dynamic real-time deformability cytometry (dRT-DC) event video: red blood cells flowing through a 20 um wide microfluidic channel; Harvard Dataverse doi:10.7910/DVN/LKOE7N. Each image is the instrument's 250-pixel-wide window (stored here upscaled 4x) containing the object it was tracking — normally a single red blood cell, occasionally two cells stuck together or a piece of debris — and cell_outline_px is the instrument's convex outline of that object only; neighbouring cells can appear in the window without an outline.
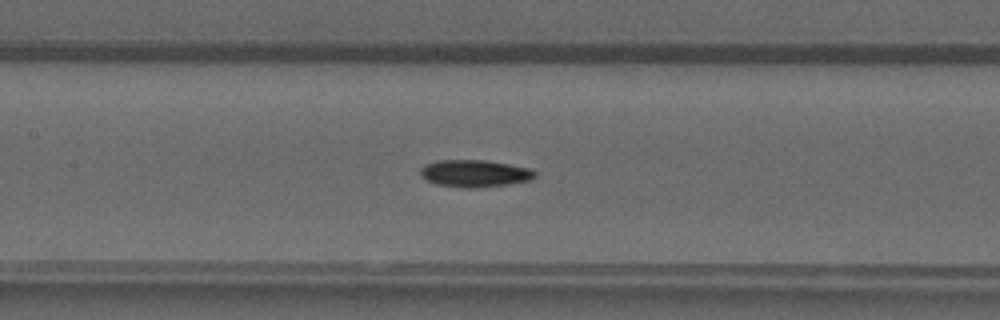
{"species": "common noctule bat (a hibernating species)", "species_latin": "Nyctalus noctula", "temperature_condition": "warm", "stored_images_in_passage": 35, "camera_frame_rate_fps": 3000, "um_per_image_px": 0.085, "animal": {"sex": "male", "forearm_length_mm": 52.5}, "frame": {"image": 1, "passage_image": 9, "time_ms": 2.667, "image_size_px": [1000, 320], "cell_outline_px": [[536, 176], [532, 180], [508, 184], [468, 188], [436, 184], [420, 176], [420, 168], [424, 164], [436, 160], [484, 160], [532, 168], [536, 172]], "centroid_in_image_um": [40.35, 14.73], "position_along_channel_um": 167.0, "area_um2": 18.15}}
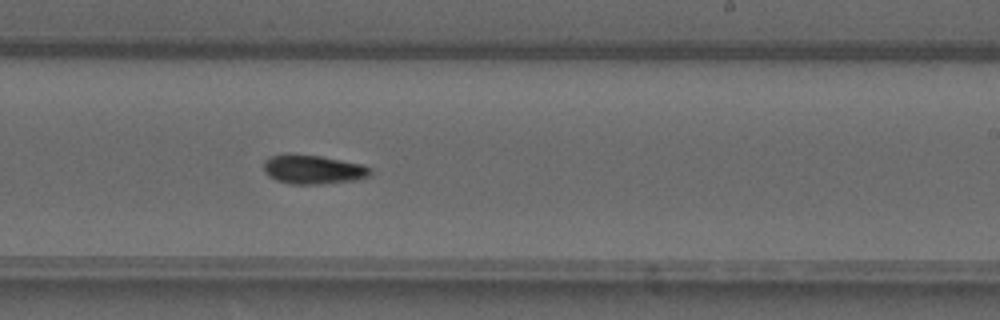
{"frame": {"image": 2, "passage_image": 16, "time_ms": 5.0, "image_size_px": [1000, 320], "cell_outline_px": [[372, 172], [368, 176], [356, 180], [324, 184], [288, 184], [276, 180], [268, 176], [264, 172], [264, 160], [268, 156], [284, 152], [320, 156], [364, 164], [372, 168]], "centroid_in_image_um": [26.58, 14.39], "position_along_channel_um": 262.4, "area_um2": 18.61}}
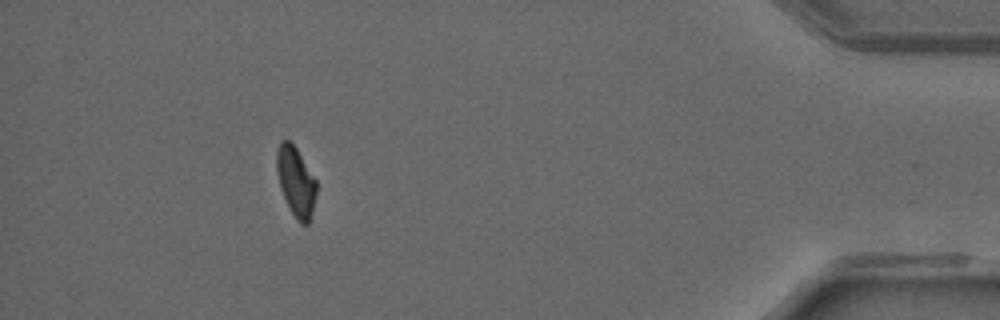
{"frame": {"image": 3, "passage_image": 31, "time_ms": 10.0, "image_size_px": [1000, 320], "cell_outline_px": [[316, 192], [312, 212], [308, 224], [300, 224], [296, 220], [280, 188], [276, 172], [276, 148], [280, 140], [288, 140], [296, 148], [316, 180]], "centroid_in_image_um": [25.12, 15.41], "position_along_channel_um": 410.1, "area_um2": 16.01}, "authors_computed_cell_mechanics": {"area_um2": 17.2244, "velocity_mm_per_s": 4.1151, "shape_relaxation_time_tau1_ms": null, "shape_relaxation_time_tau2_ms": 9.3708, "deformation_change_tau1": null, "deformation_change_tau2": 0.1589}}